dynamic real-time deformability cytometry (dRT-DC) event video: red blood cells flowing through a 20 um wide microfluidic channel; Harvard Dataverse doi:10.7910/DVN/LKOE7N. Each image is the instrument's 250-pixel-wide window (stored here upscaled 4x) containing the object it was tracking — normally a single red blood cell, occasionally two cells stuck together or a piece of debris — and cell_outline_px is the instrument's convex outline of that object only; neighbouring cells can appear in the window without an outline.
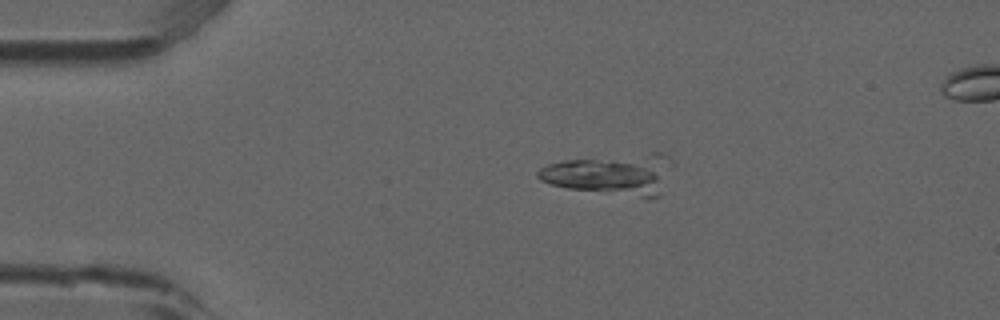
{"species": "common noctule bat (a hibernating species)", "species_latin": "Nyctalus noctula", "temperature_condition": "room temperature", "stored_images_in_passage": 16, "segment_of_instrument_passage": [1, 2], "camera_frame_rate_fps": 3000, "um_per_image_px": 0.085, "animal": {"sex": "male", "forearm_length_mm": 52.5}, "frame": {"image": 1, "passage_image": 1, "time_ms": 0.0, "image_size_px": [1000, 320], "cell_outline_px": [[672, 160], [660, 196], [644, 196], [568, 188], [552, 184], [540, 180], [536, 176], [536, 172], [540, 168], [548, 164], [564, 160], [652, 152], [660, 152], [668, 156]], "centroid_in_image_um": [51.96, 14.76], "position_along_channel_um": 33.0, "area_um2": 31.27}}